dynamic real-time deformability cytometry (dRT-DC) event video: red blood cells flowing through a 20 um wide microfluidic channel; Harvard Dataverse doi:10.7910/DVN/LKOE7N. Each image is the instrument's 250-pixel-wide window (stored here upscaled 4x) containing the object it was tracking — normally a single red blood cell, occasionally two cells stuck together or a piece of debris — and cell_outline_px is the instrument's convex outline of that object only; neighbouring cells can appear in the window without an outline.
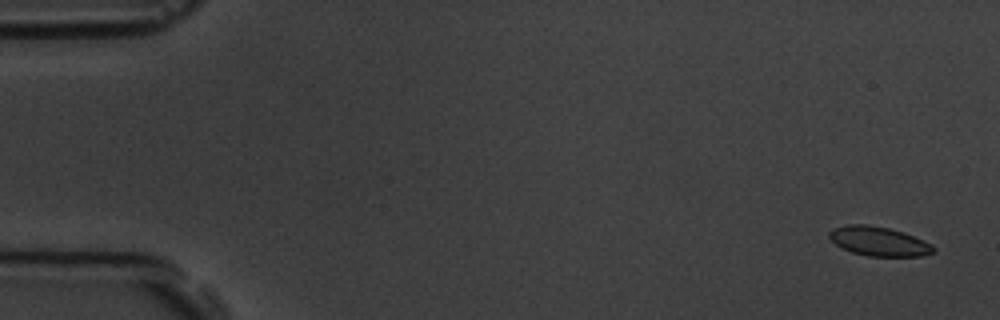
{"species": "common noctule bat (a hibernating species)", "species_latin": "Nyctalus noctula", "temperature_condition": "room temperature", "stored_images_in_passage": 5, "camera_frame_rate_fps": 3000, "um_per_image_px": 0.085, "animal": {"sex": "male", "body_mass_g": 19.5, "forearm_length_mm": 54.6}, "frame": {"image": 1, "passage_image": 1, "time_ms": 0.0, "image_size_px": [1000, 320], "cell_outline_px": [[936, 252], [920, 256], [868, 256], [852, 252], [836, 244], [828, 236], [828, 232], [836, 228], [848, 224], [868, 224], [888, 228], [904, 232], [932, 244], [936, 248]], "centroid_in_image_um": [74.74, 20.51], "position_along_channel_um": 10.3, "area_um2": 17.69}}
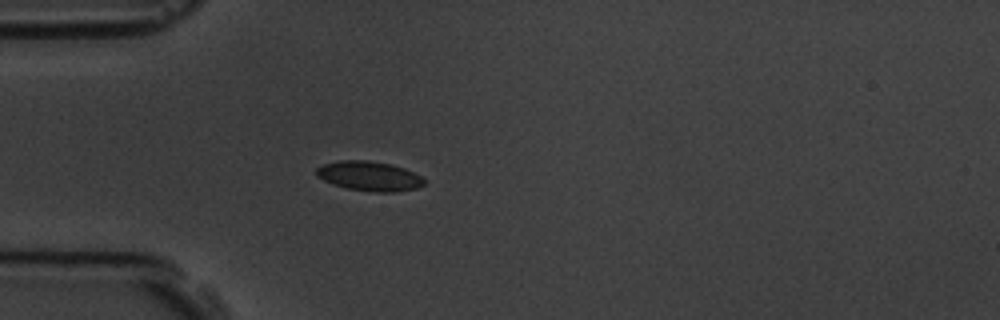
{"frame": {"image": 2, "passage_image": 5, "time_ms": 4.667, "image_size_px": [1000, 320], "cell_outline_px": [[424, 184], [416, 188], [396, 192], [376, 192], [348, 188], [324, 180], [316, 176], [316, 168], [324, 164], [336, 160], [368, 160], [392, 164], [404, 168], [420, 176], [424, 180]], "centroid_in_image_um": [31.38, 14.95], "position_along_channel_um": 53.6, "area_um2": 18.44}}